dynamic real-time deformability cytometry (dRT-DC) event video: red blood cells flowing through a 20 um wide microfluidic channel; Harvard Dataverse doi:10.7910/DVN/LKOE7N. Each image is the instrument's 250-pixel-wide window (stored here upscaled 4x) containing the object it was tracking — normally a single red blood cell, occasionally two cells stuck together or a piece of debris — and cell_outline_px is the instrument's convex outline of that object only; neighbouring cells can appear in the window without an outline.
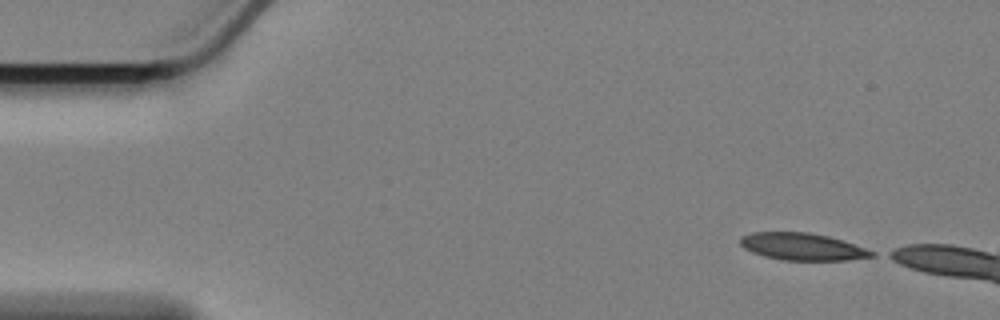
{"species": "Egyptian fruit bat (a non-hibernating species)", "species_latin": "Rousettus aegyptiacus", "temperature_condition": "cold", "stored_images_in_passage": 13, "camera_frame_rate_fps": 3000, "um_per_image_px": 0.085, "animal": {"sex": "female"}, "frame": {"image": 1, "passage_image": 1, "time_ms": 0.0, "image_size_px": [1000, 320], "cell_outline_px": [[876, 256], [848, 260], [784, 260], [764, 256], [752, 252], [744, 248], [740, 244], [740, 236], [752, 232], [808, 232], [828, 236], [876, 252]], "centroid_in_image_um": [68.17, 20.96], "position_along_channel_um": 16.8, "area_um2": 20.69}}